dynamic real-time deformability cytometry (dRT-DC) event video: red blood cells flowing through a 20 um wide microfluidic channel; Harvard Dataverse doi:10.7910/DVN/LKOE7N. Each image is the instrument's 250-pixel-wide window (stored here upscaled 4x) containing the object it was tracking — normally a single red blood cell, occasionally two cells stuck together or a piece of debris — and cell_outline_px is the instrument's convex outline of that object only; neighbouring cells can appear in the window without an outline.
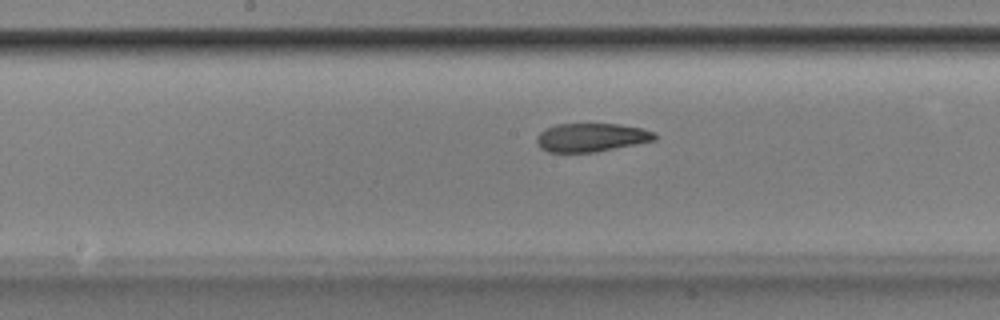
{"species": "Egyptian fruit bat (a non-hibernating species)", "species_latin": "Rousettus aegyptiacus", "temperature_condition": "room temperature", "stored_images_in_passage": 52, "camera_frame_rate_fps": 3000, "um_per_image_px": 0.085, "animal": {"sex": "male"}, "frame": {"image": 1, "passage_image": 27, "time_ms": 8.667, "image_size_px": [1000, 320], "cell_outline_px": [[656, 140], [596, 152], [548, 152], [540, 148], [536, 140], [536, 136], [544, 128], [556, 124], [620, 124], [640, 128], [656, 132]], "centroid_in_image_um": [50.24, 11.68], "position_along_channel_um": 198.0, "area_um2": 19.71}}
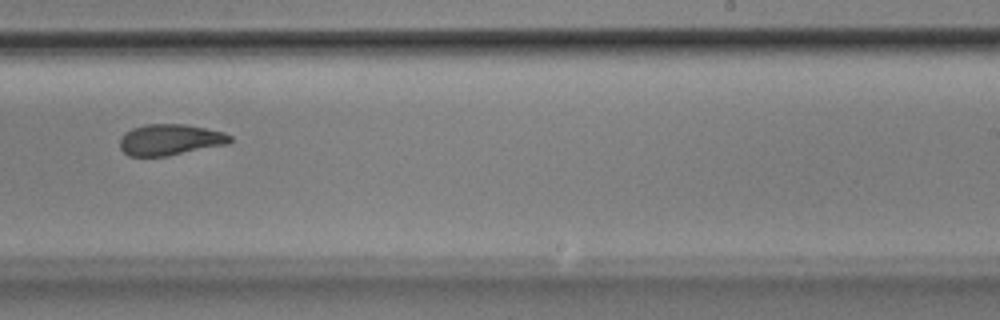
{"frame": {"image": 2, "passage_image": 33, "time_ms": 10.667, "image_size_px": [1000, 320], "cell_outline_px": [[232, 140], [228, 144], [168, 156], [128, 156], [120, 148], [120, 140], [124, 132], [132, 128], [144, 124], [184, 124], [224, 132], [232, 136]], "centroid_in_image_um": [14.45, 11.88], "position_along_channel_um": 274.6, "area_um2": 20.06}}
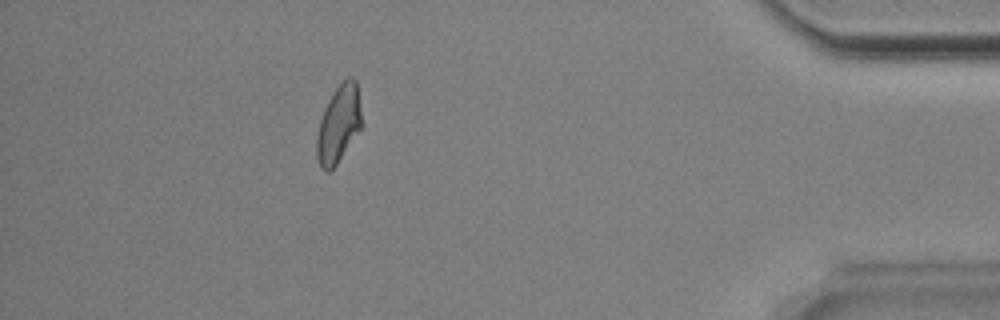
{"frame": {"image": 3, "passage_image": 47, "time_ms": 15.333, "image_size_px": [1000, 320], "cell_outline_px": [[360, 128], [336, 164], [328, 172], [324, 172], [320, 168], [316, 156], [316, 136], [320, 120], [324, 108], [328, 100], [336, 88], [348, 76], [352, 76], [356, 80], [360, 112]], "centroid_in_image_um": [28.73, 10.56], "position_along_channel_um": 406.5, "area_um2": 19.83}, "authors_computed_cell_mechanics": {"area_um2": 20.7502, "velocity_mm_per_s": 3.8545, "shape_relaxation_time_tau1_ms": 10.4534, "shape_relaxation_time_tau2_ms": 2.9175, "deformation_change_tau1": 0.232, "deformation_change_tau2": 0.097}}